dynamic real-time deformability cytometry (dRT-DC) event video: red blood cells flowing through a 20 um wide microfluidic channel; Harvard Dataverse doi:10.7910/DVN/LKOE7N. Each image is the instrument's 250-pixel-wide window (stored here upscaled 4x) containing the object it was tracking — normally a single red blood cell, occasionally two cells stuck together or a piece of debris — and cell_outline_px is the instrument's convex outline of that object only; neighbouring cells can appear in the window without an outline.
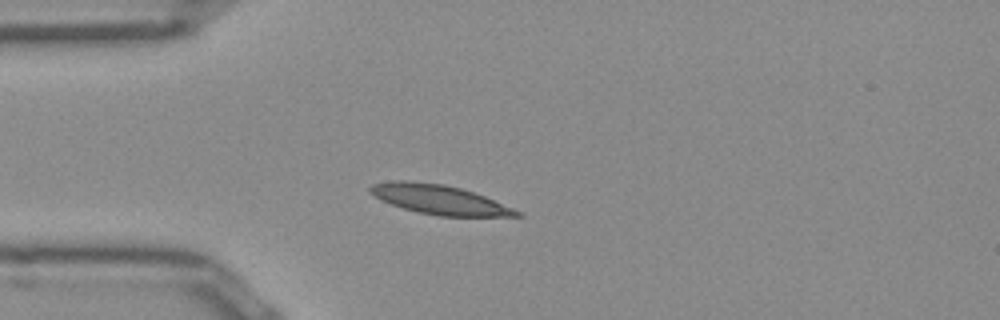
{"species": "Egyptian fruit bat (a non-hibernating species)", "species_latin": "Rousettus aegyptiacus", "temperature_condition": "room temperature", "stored_images_in_passage": 39, "camera_frame_rate_fps": 3000, "um_per_image_px": 0.085, "frame": {"image": 1, "passage_image": 1, "time_ms": 0.0, "image_size_px": [1000, 320], "cell_outline_px": [[524, 216], [436, 216], [416, 212], [380, 200], [368, 192], [368, 188], [372, 184], [392, 180], [404, 180], [444, 184], [460, 188], [484, 196], [512, 208], [520, 212]], "centroid_in_image_um": [37.27, 16.96], "position_along_channel_um": 47.7, "area_um2": 24.97}}
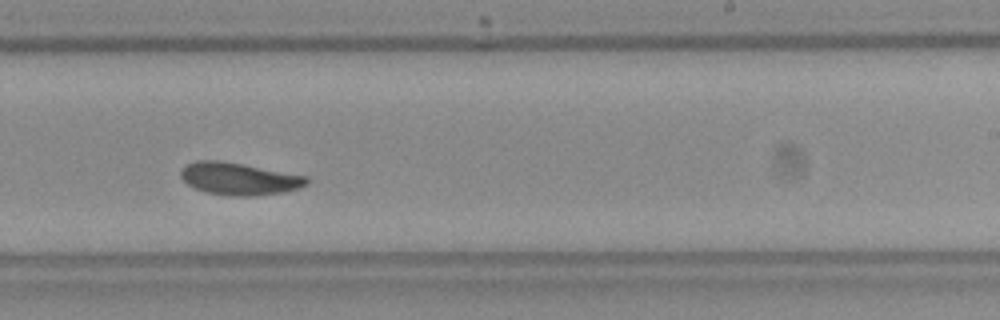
{"frame": {"image": 2, "passage_image": 19, "time_ms": 6.0, "image_size_px": [1000, 320], "cell_outline_px": [[308, 184], [300, 188], [284, 192], [256, 196], [232, 196], [208, 192], [196, 188], [188, 184], [180, 176], [180, 168], [196, 160], [220, 160], [308, 176]], "centroid_in_image_um": [20.34, 15.19], "position_along_channel_um": 268.7, "area_um2": 23.7}}
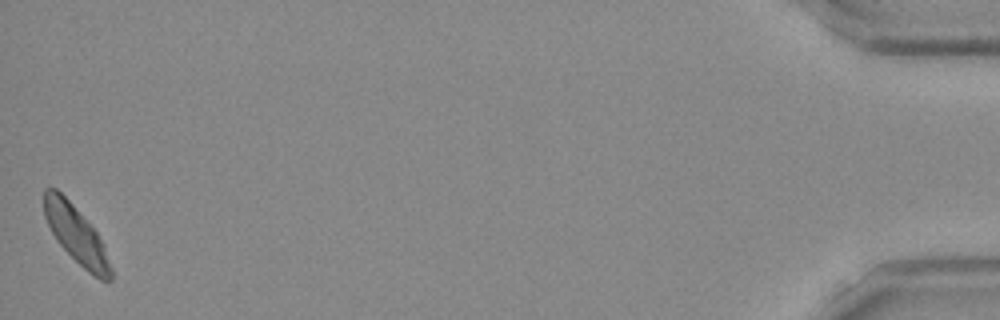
{"frame": {"image": 3, "passage_image": 39, "time_ms": 12.667, "image_size_px": [1000, 320], "cell_outline_px": [[112, 280], [100, 280], [88, 272], [56, 240], [44, 216], [44, 188], [56, 188], [72, 204], [96, 232], [104, 244], [112, 268]], "centroid_in_image_um": [6.49, 19.96], "position_along_channel_um": 428.7, "area_um2": 21.85}, "authors_computed_cell_mechanics": {"area_um2": 23.3512, "velocity_mm_per_s": 3.887, "shape_relaxation_time_tau1_ms": 6.2359, "shape_relaxation_time_tau2_ms": 5.9203, "deformation_change_tau1": 0.1447, "deformation_change_tau2": 0.0872}}